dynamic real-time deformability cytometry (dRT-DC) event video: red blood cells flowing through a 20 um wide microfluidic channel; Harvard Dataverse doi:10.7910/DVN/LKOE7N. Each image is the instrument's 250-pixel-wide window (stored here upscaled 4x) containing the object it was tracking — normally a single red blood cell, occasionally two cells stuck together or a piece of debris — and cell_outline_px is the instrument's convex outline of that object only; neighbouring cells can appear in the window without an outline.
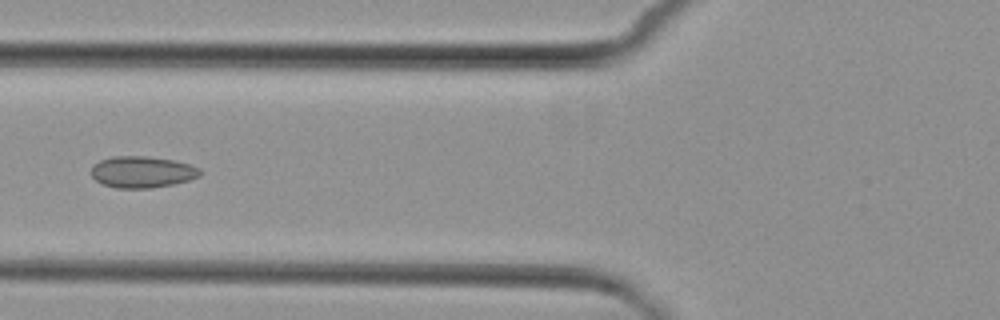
{"species": "common noctule bat (a hibernating species)", "species_latin": "Nyctalus noctula", "temperature_condition": "cold", "stored_images_in_passage": 6, "camera_frame_rate_fps": 3000, "um_per_image_px": 0.085, "animal": {"sex": "female", "body_mass_g": 29.2, "forearm_length_mm": 56.3}, "frame": {"image": 1, "passage_image": 6, "time_ms": 6.0, "image_size_px": [1000, 320], "cell_outline_px": [[200, 176], [188, 180], [172, 184], [152, 188], [116, 188], [104, 184], [96, 180], [92, 176], [92, 164], [100, 160], [112, 156], [144, 156], [172, 160], [188, 164], [200, 168]], "centroid_in_image_um": [12.06, 14.61], "position_along_channel_um": 113.7, "area_um2": 19.83}}